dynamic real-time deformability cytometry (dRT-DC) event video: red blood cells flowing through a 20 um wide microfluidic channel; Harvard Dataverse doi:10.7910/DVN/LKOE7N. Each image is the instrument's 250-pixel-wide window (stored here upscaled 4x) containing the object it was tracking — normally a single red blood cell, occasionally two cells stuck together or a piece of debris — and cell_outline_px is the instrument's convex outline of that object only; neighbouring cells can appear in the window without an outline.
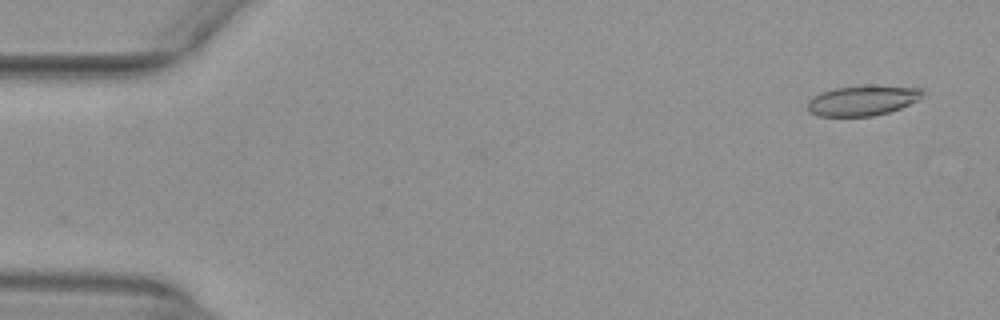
{"species": "common noctule bat (a hibernating species)", "species_latin": "Nyctalus noctula", "temperature_condition": "warm", "stored_images_in_passage": 12, "camera_frame_rate_fps": 3000, "um_per_image_px": 0.085, "animal": {"sex": "female", "body_mass_g": 29.2, "forearm_length_mm": 56.3}, "frame": {"image": 1, "passage_image": 3, "time_ms": 0.667, "image_size_px": [1000, 320], "cell_outline_px": [[924, 96], [900, 108], [888, 112], [872, 116], [816, 116], [808, 112], [808, 100], [812, 96], [836, 88], [872, 84], [924, 88]], "centroid_in_image_um": [73.34, 8.52], "position_along_channel_um": 11.7, "area_um2": 20.46}}